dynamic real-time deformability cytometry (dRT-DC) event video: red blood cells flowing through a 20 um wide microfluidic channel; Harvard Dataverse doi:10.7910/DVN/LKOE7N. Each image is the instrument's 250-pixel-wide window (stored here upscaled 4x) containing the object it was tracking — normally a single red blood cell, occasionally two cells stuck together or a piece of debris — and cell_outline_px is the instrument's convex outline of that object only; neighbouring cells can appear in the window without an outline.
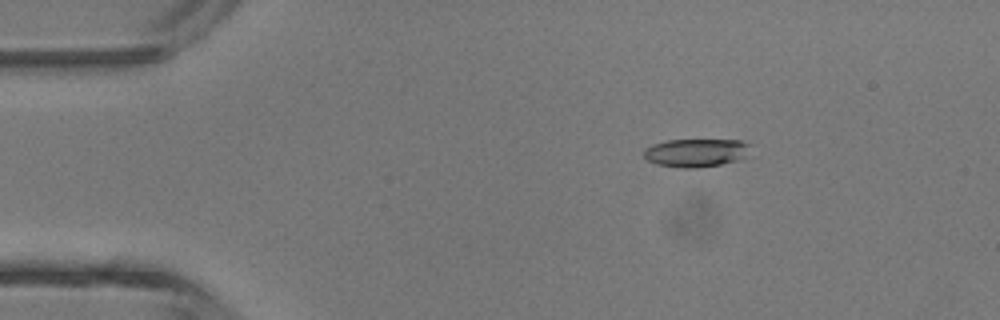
{"species": "common noctule bat (a hibernating species)", "species_latin": "Nyctalus noctula", "temperature_condition": "room temperature", "stored_images_in_passage": 3, "camera_frame_rate_fps": 3000, "um_per_image_px": 0.085, "animal": {"sex": "male", "body_mass_g": 13.3}, "frame": {"image": 1, "passage_image": 2, "time_ms": 1.333, "image_size_px": [1000, 320], "cell_outline_px": [[756, 156], [720, 164], [696, 168], [680, 168], [656, 164], [648, 160], [644, 156], [644, 148], [652, 144], [668, 140], [744, 140], [752, 144]], "centroid_in_image_um": [59.32, 12.98], "position_along_channel_um": 25.7, "area_um2": 18.26}}